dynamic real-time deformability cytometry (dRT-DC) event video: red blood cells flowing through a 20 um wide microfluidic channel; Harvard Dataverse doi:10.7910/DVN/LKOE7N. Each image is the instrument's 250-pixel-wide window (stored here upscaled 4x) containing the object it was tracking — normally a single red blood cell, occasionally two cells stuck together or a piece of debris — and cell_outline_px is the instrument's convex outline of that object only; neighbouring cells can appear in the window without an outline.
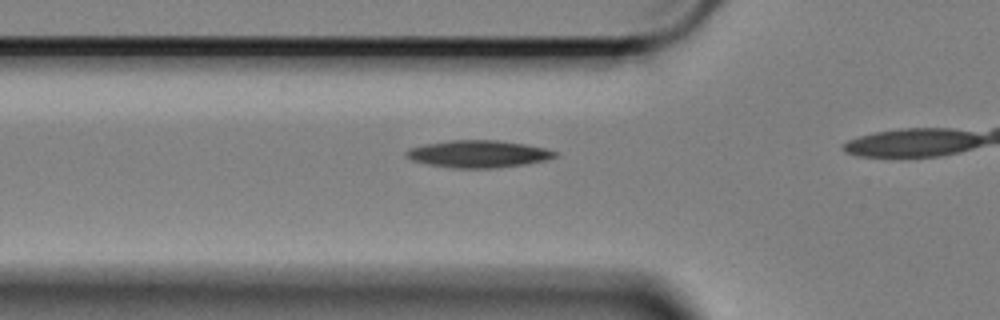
{"species": "Egyptian fruit bat (a non-hibernating species)", "species_latin": "Rousettus aegyptiacus", "temperature_condition": "cold", "stored_images_in_passage": 13, "camera_frame_rate_fps": 3000, "um_per_image_px": 0.085, "animal": {"sex": "female"}, "frame": {"image": 1, "passage_image": 2, "time_ms": 0.333, "image_size_px": [1000, 320], "cell_outline_px": [[560, 152], [556, 156], [544, 160], [524, 164], [496, 168], [452, 168], [428, 164], [412, 160], [404, 152], [408, 148], [424, 144], [452, 140], [496, 140], [524, 144], [544, 148]], "centroid_in_image_um": [40.64, 13.08], "position_along_channel_um": 85.2, "area_um2": 23.47}}
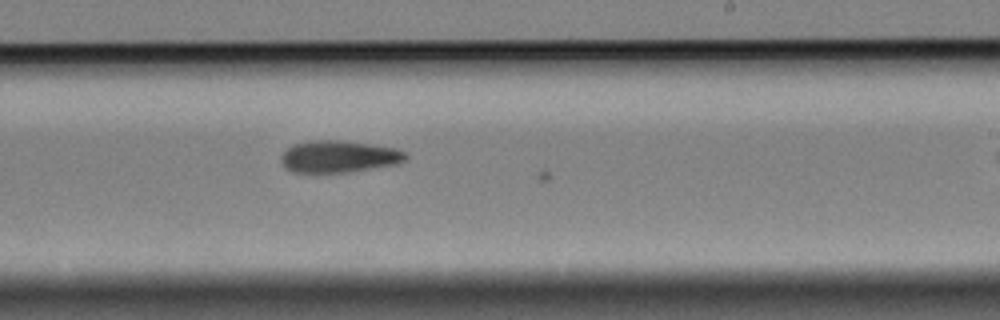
{"frame": {"image": 2, "passage_image": 12, "time_ms": 3.667, "image_size_px": [1000, 320], "cell_outline_px": [[408, 160], [396, 164], [348, 172], [292, 172], [280, 160], [280, 156], [292, 144], [312, 140], [336, 140], [368, 144], [396, 148], [404, 152], [408, 156]], "centroid_in_image_um": [28.81, 13.3], "position_along_channel_um": 260.2, "area_um2": 23.0}}